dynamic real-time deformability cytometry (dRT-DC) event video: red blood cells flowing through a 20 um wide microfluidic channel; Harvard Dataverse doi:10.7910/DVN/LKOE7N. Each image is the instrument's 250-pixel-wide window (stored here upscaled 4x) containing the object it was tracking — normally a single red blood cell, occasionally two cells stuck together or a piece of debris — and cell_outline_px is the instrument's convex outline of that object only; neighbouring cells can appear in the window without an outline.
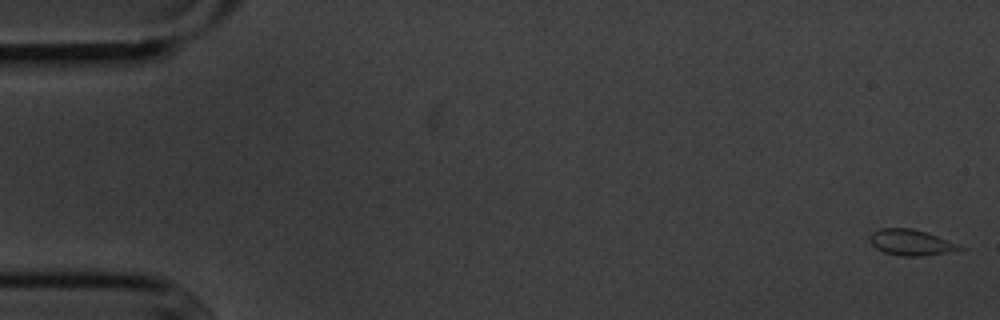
{"species": "common noctule bat (a hibernating species)", "species_latin": "Nyctalus noctula", "temperature_condition": "cold", "stored_images_in_passage": 55, "camera_frame_rate_fps": 3000, "um_per_image_px": 0.085, "animal": {"sex": "male", "body_mass_g": 20.1, "forearm_length_mm": 53.5}, "frame": {"image": 1, "passage_image": 1, "time_ms": 0.0, "image_size_px": [1000, 320], "cell_outline_px": [[964, 248], [944, 252], [920, 256], [904, 256], [884, 252], [876, 248], [868, 240], [872, 232], [880, 228], [912, 228], [936, 236], [956, 244]], "centroid_in_image_um": [77.32, 20.59], "position_along_channel_um": 7.7, "area_um2": 13.06}}
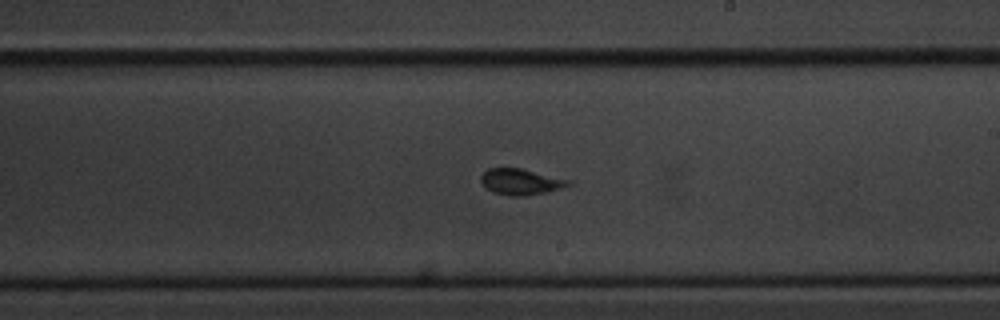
{"frame": {"image": 2, "passage_image": 32, "time_ms": 10.333, "image_size_px": [1000, 320], "cell_outline_px": [[572, 184], [548, 192], [524, 196], [512, 196], [492, 192], [480, 180], [480, 176], [488, 168], [520, 168], [572, 180]], "centroid_in_image_um": [44.29, 15.45], "position_along_channel_um": 244.7, "area_um2": 13.24}}
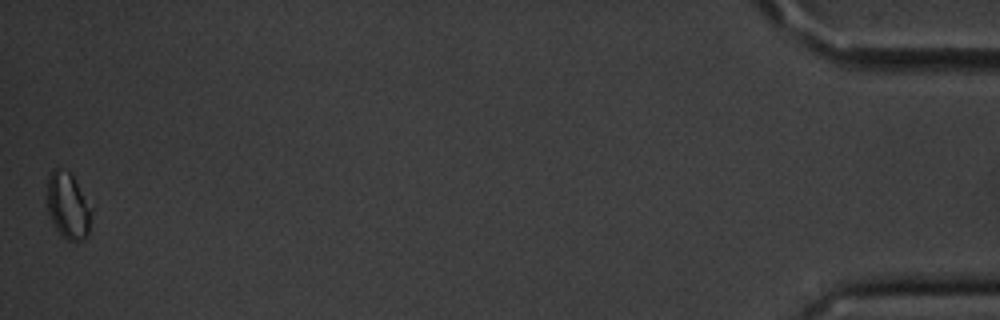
{"frame": {"image": 3, "passage_image": 55, "time_ms": 18.0, "image_size_px": [1000, 320], "cell_outline_px": [[92, 212], [88, 236], [84, 240], [68, 240], [56, 228], [48, 212], [48, 176], [52, 168], [56, 168], [68, 172], [72, 176], [92, 208]], "centroid_in_image_um": [5.8, 17.5], "position_along_channel_um": 429.4, "area_um2": 16.76}, "authors_computed_cell_mechanics": {"area_um2": 13.0628, "velocity_mm_per_s": 3.6118, "shape_relaxation_time_tau1_ms": 3.6986, "shape_relaxation_time_tau2_ms": null, "deformation_change_tau1": 0.0667, "deformation_change_tau2": null}}